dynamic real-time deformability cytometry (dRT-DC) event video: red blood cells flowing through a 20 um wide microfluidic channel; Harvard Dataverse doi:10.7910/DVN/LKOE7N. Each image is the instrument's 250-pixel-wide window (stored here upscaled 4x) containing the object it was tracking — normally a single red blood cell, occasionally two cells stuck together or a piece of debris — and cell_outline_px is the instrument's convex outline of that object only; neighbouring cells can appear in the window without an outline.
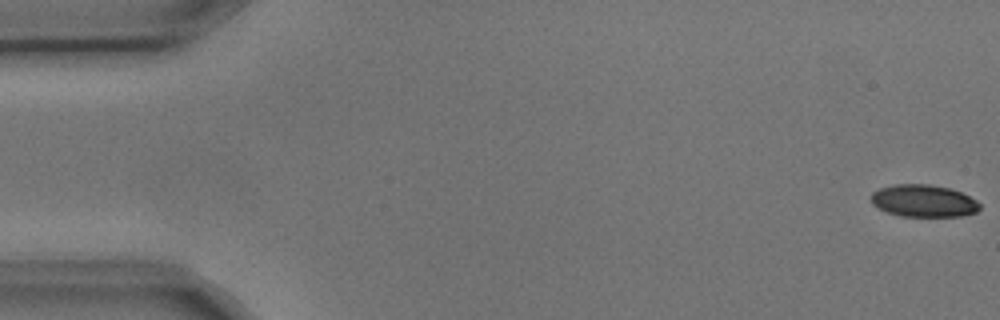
{"species": "common noctule bat (a hibernating species)", "species_latin": "Nyctalus noctula", "temperature_condition": "cold", "stored_images_in_passage": 6, "camera_frame_rate_fps": 3000, "um_per_image_px": 0.085, "animal": {"sex": "male", "body_mass_g": 17.9, "forearm_length_mm": 54.2}, "frame": {"image": 1, "passage_image": 1, "time_ms": 0.0, "image_size_px": [1000, 320], "cell_outline_px": [[980, 208], [976, 212], [960, 216], [900, 216], [888, 212], [872, 204], [872, 192], [880, 188], [892, 184], [928, 184], [948, 188], [960, 192], [976, 200], [980, 204]], "centroid_in_image_um": [78.5, 17.07], "position_along_channel_um": 6.5, "area_um2": 20.23}}
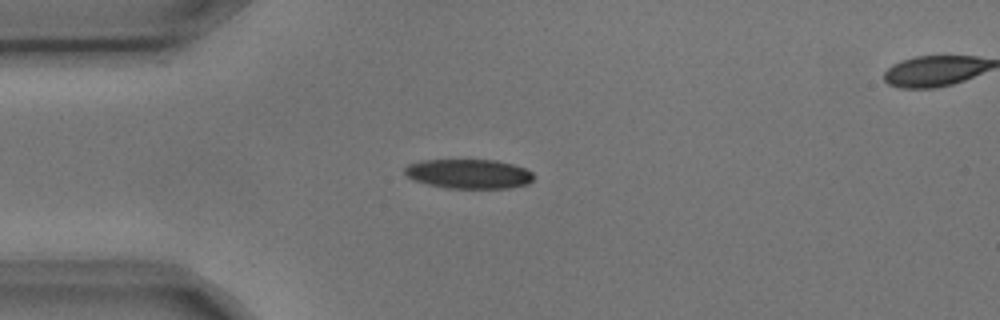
{"frame": {"image": 2, "passage_image": 4, "time_ms": 1.0, "image_size_px": [1000, 320], "cell_outline_px": [[536, 176], [528, 184], [508, 188], [448, 188], [428, 184], [412, 180], [404, 172], [404, 168], [408, 164], [420, 160], [496, 160], [512, 164], [524, 168], [532, 172]], "centroid_in_image_um": [39.85, 14.77], "position_along_channel_um": 45.2, "area_um2": 22.2}}